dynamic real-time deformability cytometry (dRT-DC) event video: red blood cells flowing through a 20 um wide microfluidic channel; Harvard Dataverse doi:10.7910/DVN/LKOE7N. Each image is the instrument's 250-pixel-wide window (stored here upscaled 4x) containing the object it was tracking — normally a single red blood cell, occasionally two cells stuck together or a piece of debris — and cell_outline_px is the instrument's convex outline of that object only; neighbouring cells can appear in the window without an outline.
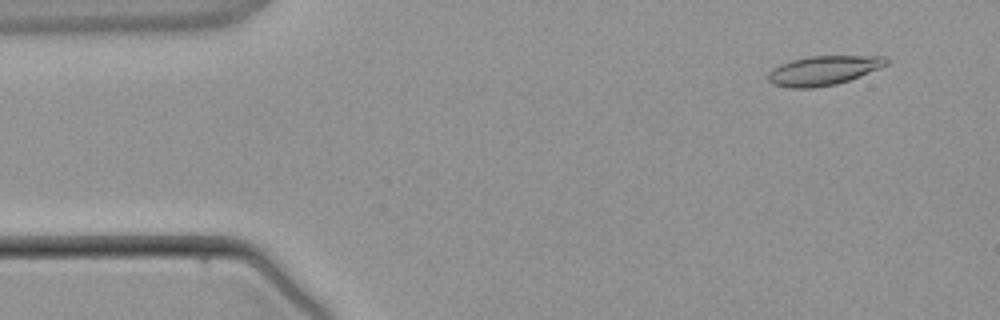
{"species": "common noctule bat (a hibernating species)", "species_latin": "Nyctalus noctula", "temperature_condition": "warm", "stored_images_in_passage": 3, "camera_frame_rate_fps": 3000, "um_per_image_px": 0.085, "animal": {"sex": "male", "body_mass_g": 21.5, "forearm_length_mm": 52.0}, "frame": {"image": 1, "passage_image": 1, "time_ms": 0.0, "image_size_px": [1000, 320], "cell_outline_px": [[888, 64], [880, 68], [860, 76], [836, 84], [812, 88], [788, 88], [772, 84], [768, 80], [768, 72], [772, 68], [780, 64], [792, 60], [808, 56], [884, 56], [888, 60]], "centroid_in_image_um": [69.96, 5.99], "position_along_channel_um": 15.0, "area_um2": 20.23}}